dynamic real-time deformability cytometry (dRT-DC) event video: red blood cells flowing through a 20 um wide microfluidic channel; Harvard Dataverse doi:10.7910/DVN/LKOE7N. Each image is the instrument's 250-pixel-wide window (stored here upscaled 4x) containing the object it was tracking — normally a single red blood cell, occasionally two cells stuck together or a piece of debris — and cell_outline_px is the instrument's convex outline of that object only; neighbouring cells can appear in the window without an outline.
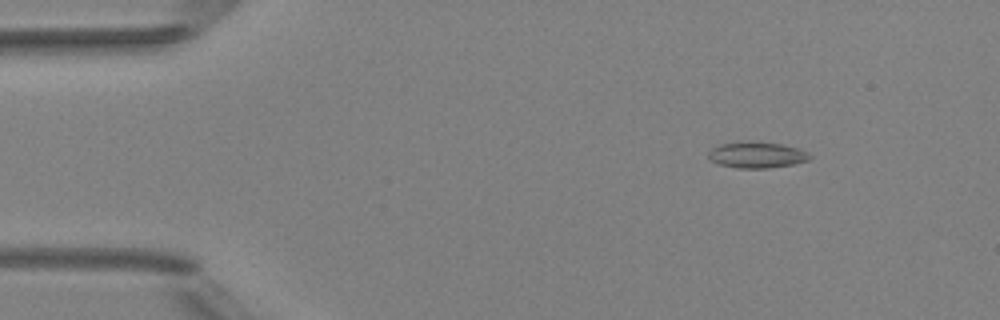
{"species": "Egyptian fruit bat (a non-hibernating species)", "species_latin": "Rousettus aegyptiacus", "temperature_condition": "room temperature", "stored_images_in_passage": 4, "camera_frame_rate_fps": 3000, "um_per_image_px": 0.085, "animal": {"sex": "female"}, "frame": {"image": 1, "passage_image": 2, "time_ms": 1.0, "image_size_px": [1000, 320], "cell_outline_px": [[812, 156], [808, 160], [792, 164], [768, 168], [736, 168], [720, 164], [708, 160], [708, 152], [712, 148], [720, 144], [748, 140], [756, 140], [784, 144], [800, 148], [808, 152]], "centroid_in_image_um": [64.33, 13.14], "position_along_channel_um": 20.7, "area_um2": 15.84}}